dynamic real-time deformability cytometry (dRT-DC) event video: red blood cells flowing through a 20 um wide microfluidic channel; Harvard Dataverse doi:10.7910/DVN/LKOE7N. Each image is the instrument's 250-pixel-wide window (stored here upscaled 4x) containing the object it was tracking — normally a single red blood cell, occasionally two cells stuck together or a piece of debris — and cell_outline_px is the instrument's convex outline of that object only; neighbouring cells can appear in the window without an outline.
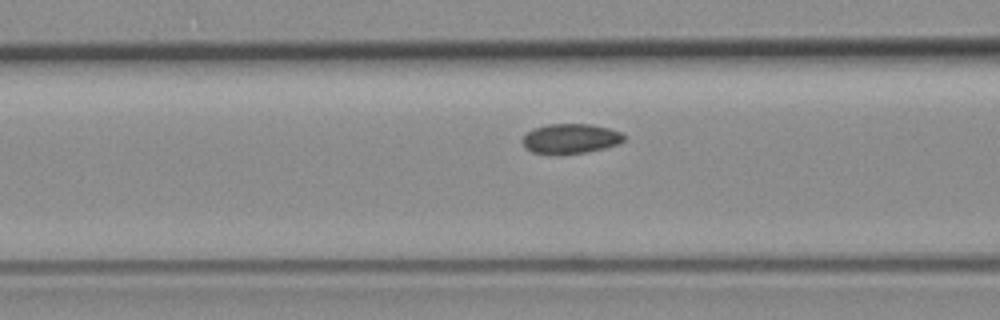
{"species": "common noctule bat (a hibernating species)", "species_latin": "Nyctalus noctula", "temperature_condition": "room temperature", "stored_images_in_passage": 12, "camera_frame_rate_fps": 3000, "um_per_image_px": 0.085, "animal": {"sex": "female", "body_mass_g": 19.3, "forearm_length_mm": 54.1}, "frame": {"image": 1, "passage_image": 10, "time_ms": 3.0, "image_size_px": [1000, 320], "cell_outline_px": [[624, 140], [616, 144], [604, 148], [588, 152], [556, 156], [532, 152], [524, 148], [524, 136], [528, 132], [536, 128], [548, 124], [592, 124], [608, 128], [620, 132], [624, 136]], "centroid_in_image_um": [48.48, 11.81], "position_along_channel_um": 118.1, "area_um2": 17.74}}